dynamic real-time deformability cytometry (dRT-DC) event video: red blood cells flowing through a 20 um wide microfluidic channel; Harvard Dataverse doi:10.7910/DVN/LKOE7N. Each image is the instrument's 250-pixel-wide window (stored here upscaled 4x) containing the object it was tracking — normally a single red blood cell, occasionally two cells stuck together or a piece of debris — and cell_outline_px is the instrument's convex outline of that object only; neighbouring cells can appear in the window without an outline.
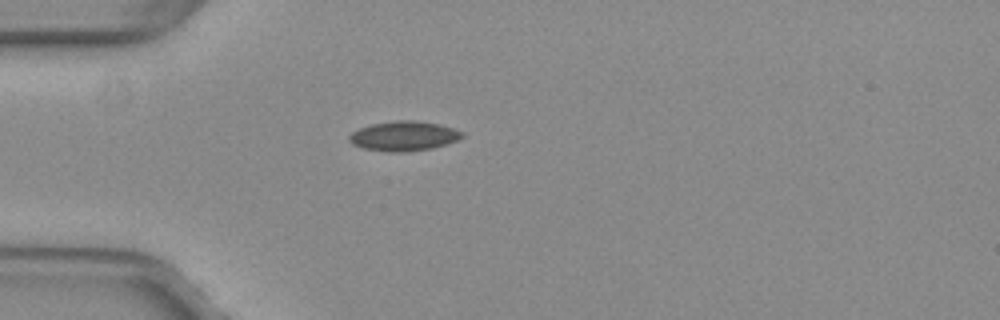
{"species": "common noctule bat (a hibernating species)", "species_latin": "Nyctalus noctula", "temperature_condition": "warm", "stored_images_in_passage": 34, "camera_frame_rate_fps": 3000, "um_per_image_px": 0.085, "animal": {"sex": "female", "body_mass_g": 29.2, "forearm_length_mm": 56.3}, "frame": {"image": 1, "passage_image": 1, "time_ms": 0.0, "image_size_px": [1000, 320], "cell_outline_px": [[464, 136], [460, 140], [448, 144], [432, 148], [408, 152], [388, 152], [364, 148], [352, 144], [348, 140], [348, 136], [352, 132], [360, 128], [372, 124], [396, 120], [412, 120], [436, 124], [452, 128], [464, 132]], "centroid_in_image_um": [34.34, 11.57], "position_along_channel_um": 50.7, "area_um2": 19.59}}
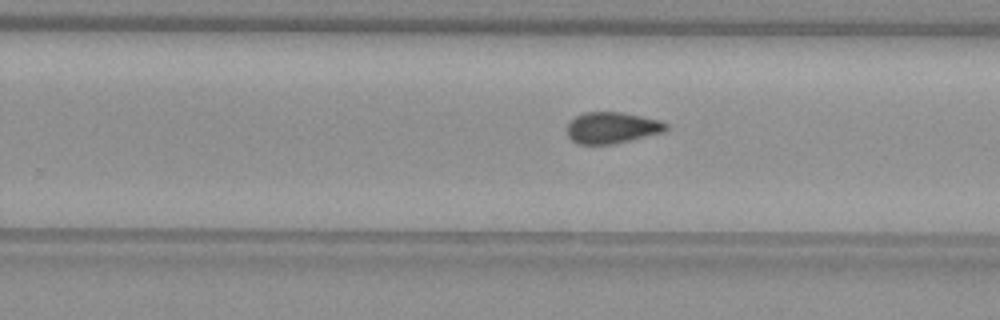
{"frame": {"image": 2, "passage_image": 19, "time_ms": 6.0, "image_size_px": [1000, 320], "cell_outline_px": [[668, 128], [664, 132], [612, 144], [576, 144], [568, 136], [568, 124], [576, 116], [584, 112], [620, 112], [660, 120], [668, 124]], "centroid_in_image_um": [52.02, 10.86], "position_along_channel_um": 277.8, "area_um2": 17.92}}
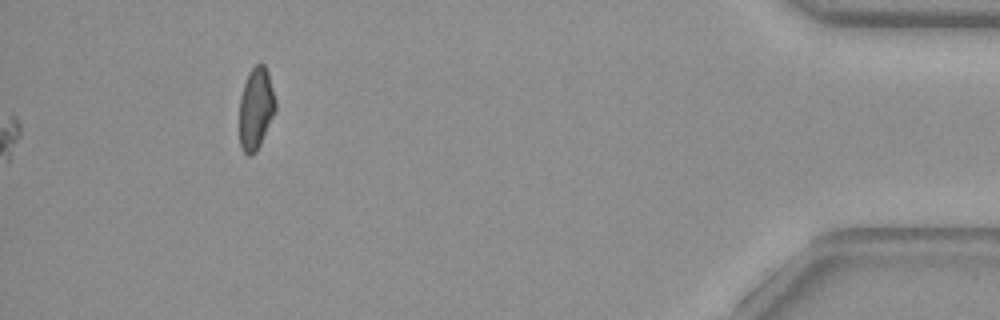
{"frame": {"image": 3, "passage_image": 34, "time_ms": 11.0, "image_size_px": [1000, 320], "cell_outline_px": [[276, 112], [256, 152], [252, 156], [248, 156], [240, 148], [240, 96], [248, 72], [256, 64], [264, 64], [268, 72], [276, 100]], "centroid_in_image_um": [21.76, 9.24], "position_along_channel_um": 413.4, "area_um2": 17.4}, "authors_computed_cell_mechanics": {"area_um2": 18.0336, "velocity_mm_per_s": 3.9991, "shape_relaxation_time_tau1_ms": null, "shape_relaxation_time_tau2_ms": 2.4929, "deformation_change_tau1": null, "deformation_change_tau2": 0.0818}}